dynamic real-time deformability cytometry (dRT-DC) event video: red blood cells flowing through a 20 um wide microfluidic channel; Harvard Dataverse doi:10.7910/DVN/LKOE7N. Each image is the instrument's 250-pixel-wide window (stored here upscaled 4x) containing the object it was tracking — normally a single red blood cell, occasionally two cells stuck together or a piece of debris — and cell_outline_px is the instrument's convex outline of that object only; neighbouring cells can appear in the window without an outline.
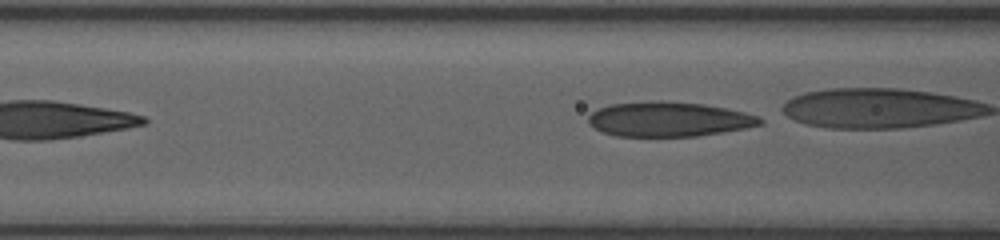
{"species": "human", "species_latin": "Homo sapiens", "temperature_condition": "room temperature", "stored_images_in_passage": 8, "segment_of_instrument_passage": [2, 2], "camera_frame_rate_fps": 3000, "um_per_image_px": 0.085, "donor": {"sex": "female"}, "frame": {"image": 1, "passage_image": 8, "time_ms": 5.0, "image_size_px": [1000, 240], "cell_outline_px": [[764, 124], [724, 132], [696, 136], [616, 136], [604, 132], [588, 124], [588, 116], [596, 108], [608, 104], [656, 100], [660, 100], [704, 104], [744, 112], [760, 116], [764, 120]], "centroid_in_image_um": [56.84, 10.12], "position_along_channel_um": 109.8, "area_um2": 34.97}}